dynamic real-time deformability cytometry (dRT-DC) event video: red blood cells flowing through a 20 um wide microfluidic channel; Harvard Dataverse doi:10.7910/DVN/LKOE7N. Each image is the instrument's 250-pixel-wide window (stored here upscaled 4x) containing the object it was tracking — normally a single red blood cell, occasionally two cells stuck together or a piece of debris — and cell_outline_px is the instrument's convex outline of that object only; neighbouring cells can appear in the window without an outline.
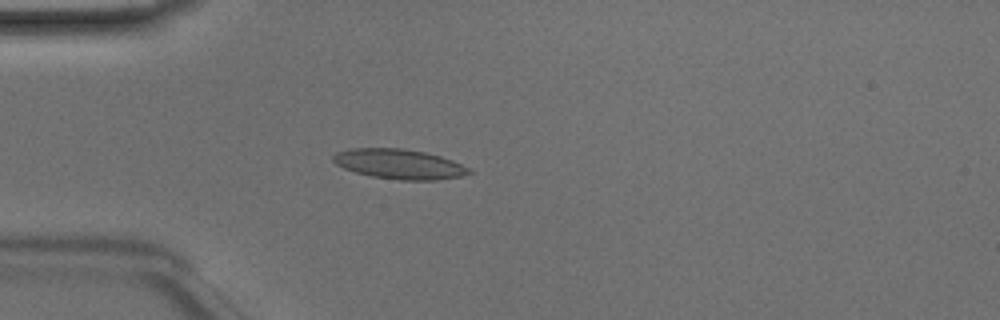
{"species": "Egyptian fruit bat (a non-hibernating species)", "species_latin": "Rousettus aegyptiacus", "temperature_condition": "room temperature", "stored_images_in_passage": 2, "camera_frame_rate_fps": 3000, "um_per_image_px": 0.085, "animal": {"sex": "male"}, "frame": {"image": 1, "passage_image": 1, "time_ms": 0.0, "image_size_px": [1000, 320], "cell_outline_px": [[472, 172], [460, 176], [436, 180], [400, 180], [372, 176], [356, 172], [344, 168], [336, 164], [332, 160], [332, 156], [336, 152], [348, 148], [404, 148], [424, 152], [440, 156], [452, 160], [468, 168]], "centroid_in_image_um": [33.89, 13.93], "position_along_channel_um": 51.1, "area_um2": 23.52}}